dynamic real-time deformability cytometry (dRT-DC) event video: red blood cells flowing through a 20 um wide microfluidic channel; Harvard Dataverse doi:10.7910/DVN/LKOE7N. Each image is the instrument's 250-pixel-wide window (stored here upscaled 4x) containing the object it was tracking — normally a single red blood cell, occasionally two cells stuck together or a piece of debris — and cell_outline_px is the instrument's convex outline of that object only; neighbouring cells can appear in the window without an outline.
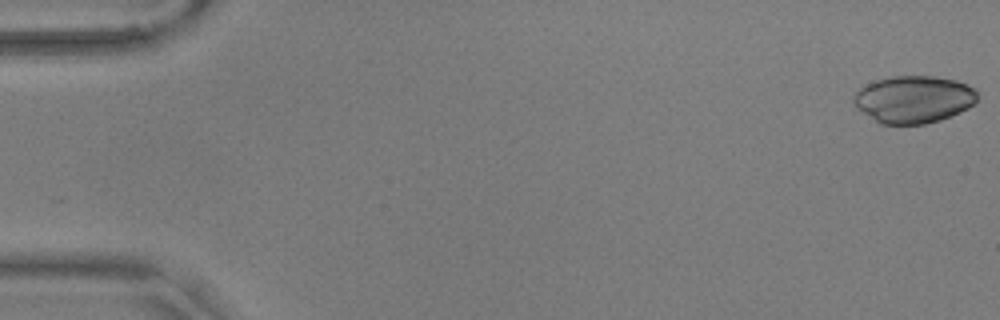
{"species": "common noctule bat (a hibernating species)", "species_latin": "Nyctalus noctula", "temperature_condition": "warm", "stored_images_in_passage": 10, "camera_frame_rate_fps": 3000, "um_per_image_px": 0.085, "animal": {"sex": "male", "body_mass_g": 17.9, "forearm_length_mm": 54.2}, "frame": {"image": 1, "passage_image": 1, "time_ms": 0.0, "image_size_px": [1000, 320], "cell_outline_px": [[976, 100], [968, 108], [960, 112], [940, 120], [924, 124], [880, 124], [856, 108], [852, 104], [852, 96], [860, 88], [876, 80], [892, 76], [932, 76], [956, 80], [976, 88]], "centroid_in_image_um": [77.63, 8.44], "position_along_channel_um": 7.4, "area_um2": 34.16}}